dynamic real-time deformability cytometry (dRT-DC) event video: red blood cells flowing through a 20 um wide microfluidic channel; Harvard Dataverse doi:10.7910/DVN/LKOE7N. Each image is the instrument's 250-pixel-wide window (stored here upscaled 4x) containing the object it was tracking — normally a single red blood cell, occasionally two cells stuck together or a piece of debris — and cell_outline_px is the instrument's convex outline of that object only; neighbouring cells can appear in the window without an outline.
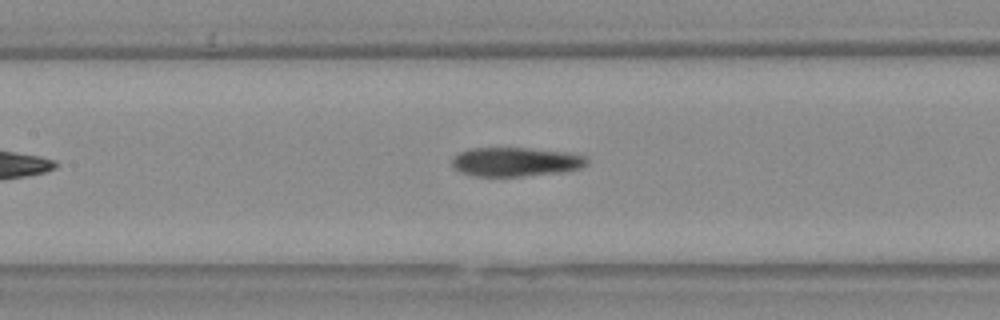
{"species": "Egyptian fruit bat (a non-hibernating species)", "species_latin": "Rousettus aegyptiacus", "temperature_condition": "warm", "stored_images_in_passage": 5, "camera_frame_rate_fps": 3000, "um_per_image_px": 0.085, "animal": {"sex": "female"}, "frame": {"image": 1, "passage_image": 5, "time_ms": 1.333, "image_size_px": [1000, 320], "cell_outline_px": [[588, 160], [580, 168], [560, 172], [520, 176], [476, 176], [460, 172], [452, 164], [452, 160], [460, 152], [468, 148], [528, 148], [576, 152], [584, 156]], "centroid_in_image_um": [43.85, 13.74], "position_along_channel_um": 163.5, "area_um2": 22.77}}